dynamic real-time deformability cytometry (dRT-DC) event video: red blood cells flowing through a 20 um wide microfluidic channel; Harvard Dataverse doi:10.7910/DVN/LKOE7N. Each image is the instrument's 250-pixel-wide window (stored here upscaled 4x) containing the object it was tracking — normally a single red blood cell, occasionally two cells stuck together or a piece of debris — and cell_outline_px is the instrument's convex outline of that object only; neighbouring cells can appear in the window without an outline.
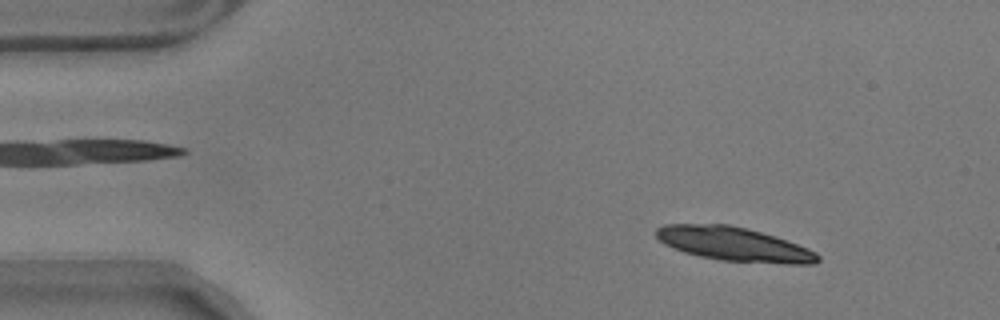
{"species": "common noctule bat (a hibernating species)", "species_latin": "Nyctalus noctula", "temperature_condition": "warm", "stored_images_in_passage": 18, "camera_frame_rate_fps": 3000, "um_per_image_px": 0.085, "animal": {"sex": "male", "body_mass_g": 17.9}, "frame": {"image": 1, "passage_image": 3, "time_ms": 0.667, "image_size_px": [1000, 320], "cell_outline_px": [[820, 260], [816, 264], [788, 264], [720, 260], [700, 256], [684, 252], [664, 244], [656, 236], [656, 228], [664, 224], [728, 224], [776, 236], [808, 248], [816, 252], [820, 256]], "centroid_in_image_um": [62.41, 20.75], "position_along_channel_um": 22.6, "area_um2": 31.91}}